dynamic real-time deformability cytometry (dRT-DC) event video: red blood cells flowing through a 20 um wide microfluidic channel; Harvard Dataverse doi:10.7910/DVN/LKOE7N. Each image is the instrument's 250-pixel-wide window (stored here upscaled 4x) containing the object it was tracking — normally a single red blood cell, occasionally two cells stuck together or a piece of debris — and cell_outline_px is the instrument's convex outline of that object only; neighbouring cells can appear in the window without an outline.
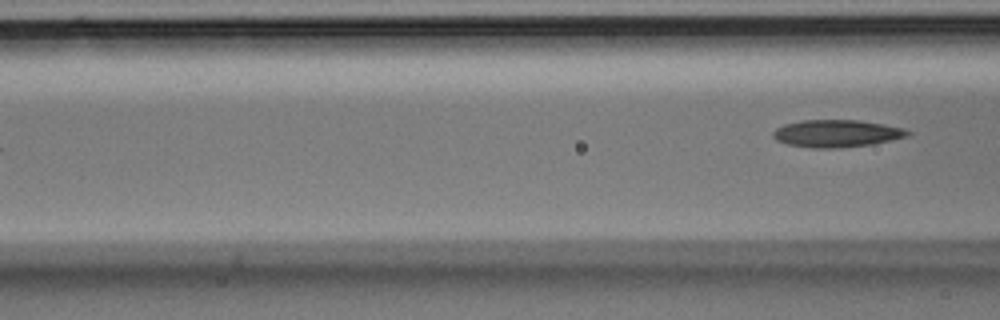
{"species": "Egyptian fruit bat (a non-hibernating species)", "species_latin": "Rousettus aegyptiacus", "temperature_condition": "room temperature", "stored_images_in_passage": 5, "camera_frame_rate_fps": 3000, "um_per_image_px": 0.085, "animal": {"sex": "male"}, "frame": {"image": 1, "passage_image": 5, "time_ms": 1.333, "image_size_px": [1000, 320], "cell_outline_px": [[912, 132], [908, 136], [872, 144], [840, 148], [812, 148], [788, 144], [776, 140], [772, 136], [772, 132], [776, 128], [784, 124], [800, 120], [860, 120], [884, 124], [904, 128]], "centroid_in_image_um": [71.1, 11.34], "position_along_channel_um": 95.5, "area_um2": 21.56}}